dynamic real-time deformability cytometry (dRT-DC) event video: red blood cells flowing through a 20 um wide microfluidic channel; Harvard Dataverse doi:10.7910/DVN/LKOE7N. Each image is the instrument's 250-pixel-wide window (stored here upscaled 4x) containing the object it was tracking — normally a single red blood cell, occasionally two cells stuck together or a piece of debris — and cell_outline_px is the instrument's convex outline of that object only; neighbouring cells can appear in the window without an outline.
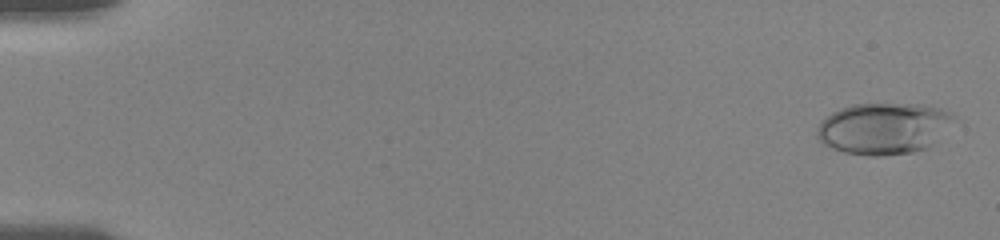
{"species": "human", "species_latin": "Homo sapiens", "temperature_condition": "room temperature", "stored_images_in_passage": 28, "camera_frame_rate_fps": 3000, "um_per_image_px": 0.085, "donor": {"sex": "female"}, "frame": {"image": 1, "passage_image": 1, "time_ms": 0.0, "image_size_px": [1000, 240], "cell_outline_px": [[956, 116], [924, 148], [912, 152], [876, 156], [868, 156], [844, 152], [832, 148], [824, 144], [816, 136], [816, 128], [820, 120], [832, 112], [840, 108], [852, 104], [920, 104], [940, 108]], "centroid_in_image_um": [74.98, 10.9], "position_along_channel_um": 10.0, "area_um2": 40.29}}
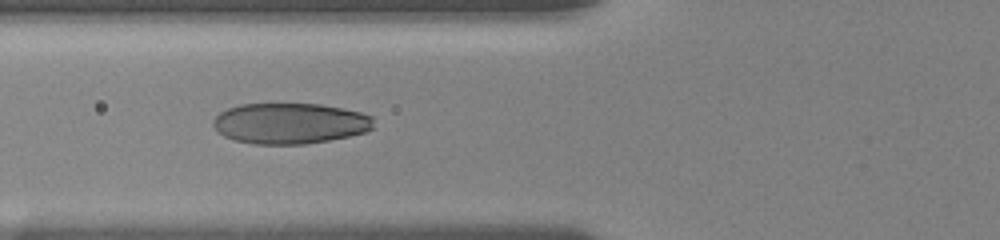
{"frame": {"image": 2, "passage_image": 19, "time_ms": 6.667, "image_size_px": [1000, 240], "cell_outline_px": [[372, 128], [364, 132], [348, 136], [328, 140], [304, 144], [252, 144], [236, 140], [224, 136], [212, 124], [212, 120], [220, 112], [228, 108], [240, 104], [320, 104], [360, 112], [372, 116]], "centroid_in_image_um": [24.61, 10.48], "position_along_channel_um": 101.2, "area_um2": 37.86}}
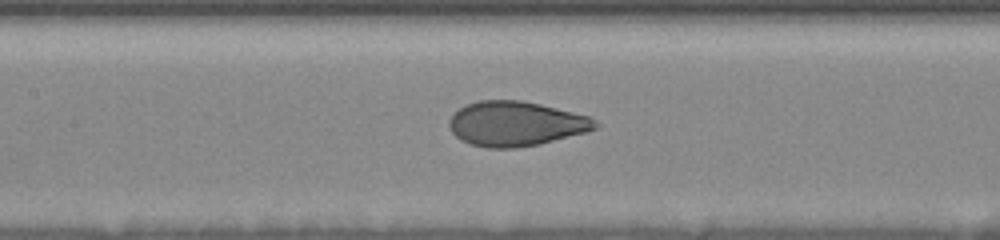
{"frame": {"image": 3, "passage_image": 25, "time_ms": 8.333, "image_size_px": [1000, 240], "cell_outline_px": [[600, 124], [596, 128], [584, 132], [540, 144], [516, 148], [488, 148], [472, 144], [460, 140], [452, 132], [448, 124], [452, 116], [464, 104], [480, 100], [520, 100], [540, 104], [592, 116]], "centroid_in_image_um": [43.86, 10.51], "position_along_channel_um": 163.5, "area_um2": 38.09}}